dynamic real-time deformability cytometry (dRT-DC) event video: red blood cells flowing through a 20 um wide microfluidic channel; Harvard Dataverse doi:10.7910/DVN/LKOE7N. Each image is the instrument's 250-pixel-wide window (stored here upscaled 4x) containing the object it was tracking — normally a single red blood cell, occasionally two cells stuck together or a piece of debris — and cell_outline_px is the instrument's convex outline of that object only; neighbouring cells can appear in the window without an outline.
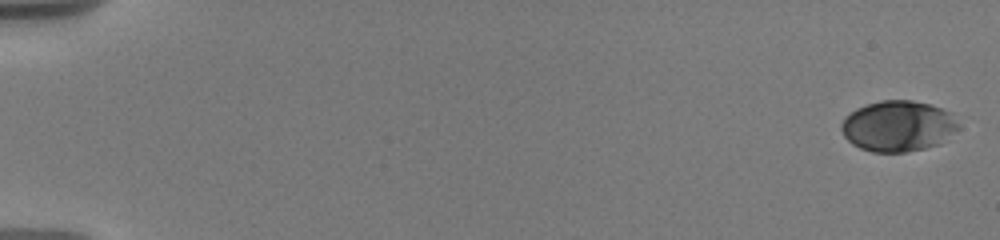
{"species": "human", "species_latin": "Homo sapiens", "temperature_condition": "warm", "stored_images_in_passage": 66, "camera_frame_rate_fps": 3000, "um_per_image_px": 0.085, "donor": {"sex": "male"}, "frame": {"image": 1, "passage_image": 1, "time_ms": 0.0, "image_size_px": [1000, 240], "cell_outline_px": [[956, 128], [940, 144], [924, 148], [904, 152], [872, 152], [860, 148], [852, 144], [844, 136], [840, 128], [840, 124], [856, 108], [880, 100], [912, 100], [928, 104], [952, 112], [956, 124]], "centroid_in_image_um": [76.29, 10.72], "position_along_channel_um": 8.7, "area_um2": 34.28}}
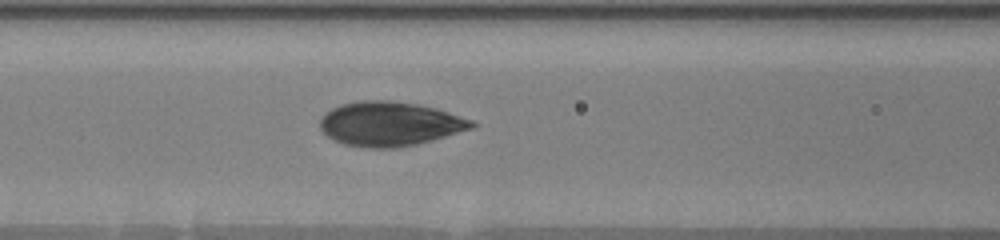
{"frame": {"image": 2, "passage_image": 32, "time_ms": 8.333, "image_size_px": [1000, 240], "cell_outline_px": [[480, 124], [472, 128], [416, 144], [392, 148], [372, 148], [344, 144], [328, 136], [320, 128], [320, 116], [324, 112], [340, 104], [360, 100], [392, 100], [420, 104], [436, 108], [472, 120]], "centroid_in_image_um": [33.11, 10.5], "position_along_channel_um": 133.5, "area_um2": 39.13}}
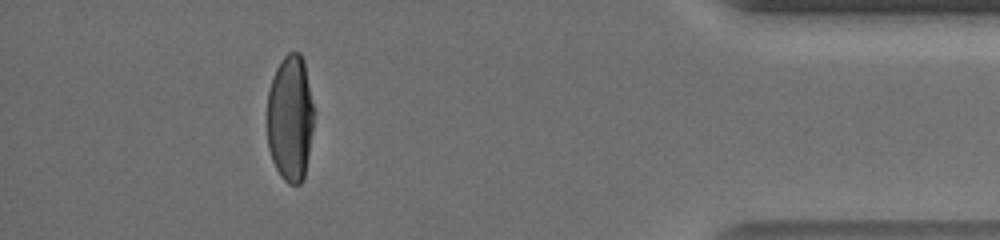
{"frame": {"image": 3, "passage_image": 63, "time_ms": 17.0, "image_size_px": [1000, 240], "cell_outline_px": [[312, 128], [304, 176], [300, 184], [288, 184], [280, 176], [272, 160], [268, 148], [268, 92], [272, 76], [280, 60], [288, 52], [300, 52], [304, 60], [312, 104]], "centroid_in_image_um": [24.64, 10.03], "position_along_channel_um": 410.6, "area_um2": 34.04}, "authors_computed_cell_mechanics": {"area_um2": 37.6567, "velocity_mm_per_s": 3.6627, "shape_relaxation_time_tau1_ms": 4.4506, "shape_relaxation_time_tau2_ms": null, "deformation_change_tau1": 0.1862, "deformation_change_tau2": null}}